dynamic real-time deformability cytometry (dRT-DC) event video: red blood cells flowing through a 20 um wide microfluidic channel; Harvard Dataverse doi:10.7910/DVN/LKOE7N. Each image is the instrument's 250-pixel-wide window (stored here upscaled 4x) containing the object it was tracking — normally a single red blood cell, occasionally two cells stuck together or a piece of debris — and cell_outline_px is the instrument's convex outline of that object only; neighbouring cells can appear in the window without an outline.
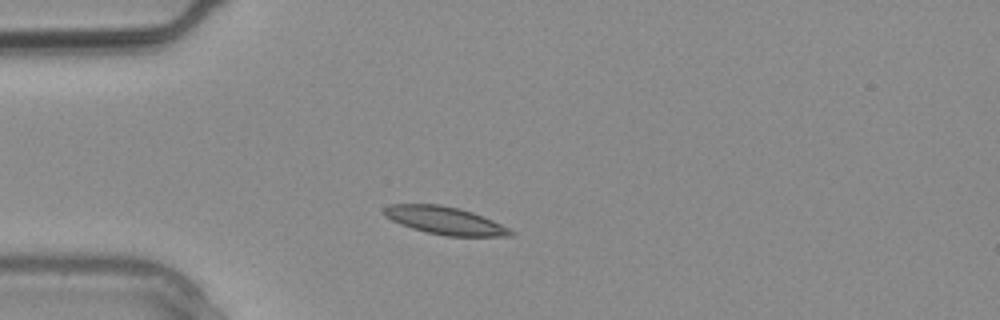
{"species": "common noctule bat (a hibernating species)", "species_latin": "Nyctalus noctula", "temperature_condition": "warm", "stored_images_in_passage": 2, "camera_frame_rate_fps": 3000, "um_per_image_px": 0.085, "animal": {"sex": "male", "body_mass_g": 20.4}, "frame": {"image": 1, "passage_image": 2, "time_ms": 0.333, "image_size_px": [1000, 320], "cell_outline_px": [[516, 232], [512, 236], [448, 236], [428, 232], [412, 228], [400, 224], [392, 220], [384, 212], [384, 208], [388, 204], [440, 204], [460, 208], [472, 212], [492, 220]], "centroid_in_image_um": [37.84, 18.74], "position_along_channel_um": 47.2, "area_um2": 20.23}}